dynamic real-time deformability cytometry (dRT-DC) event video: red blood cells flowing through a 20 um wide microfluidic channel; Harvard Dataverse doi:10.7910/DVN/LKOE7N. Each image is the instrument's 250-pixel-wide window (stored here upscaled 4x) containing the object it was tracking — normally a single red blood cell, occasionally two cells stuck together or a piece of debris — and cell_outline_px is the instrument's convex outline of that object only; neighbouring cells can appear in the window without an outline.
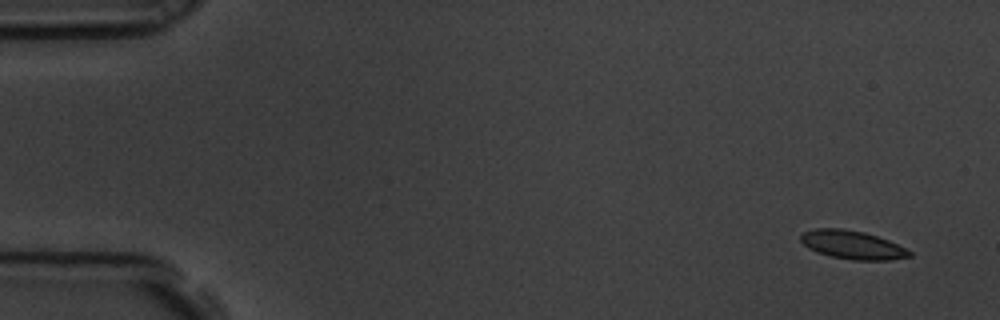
{"species": "common noctule bat (a hibernating species)", "species_latin": "Nyctalus noctula", "temperature_condition": "room temperature", "stored_images_in_passage": 15, "camera_frame_rate_fps": 3000, "um_per_image_px": 0.085, "animal": {"sex": "male", "body_mass_g": 19.5, "forearm_length_mm": 54.6}, "frame": {"image": 1, "passage_image": 1, "time_ms": 0.0, "image_size_px": [1000, 320], "cell_outline_px": [[912, 256], [892, 260], [852, 260], [832, 256], [816, 252], [808, 248], [800, 240], [800, 236], [804, 232], [816, 228], [844, 228], [864, 232], [888, 240], [912, 252]], "centroid_in_image_um": [72.44, 20.81], "position_along_channel_um": 12.6, "area_um2": 17.98}}
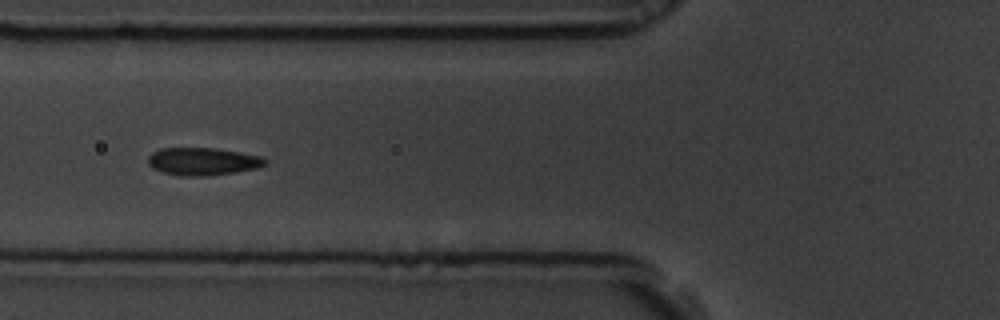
{"frame": {"image": 2, "passage_image": 6, "time_ms": 1.667, "image_size_px": [1000, 320], "cell_outline_px": [[268, 160], [264, 164], [256, 168], [236, 172], [204, 176], [180, 176], [164, 172], [152, 168], [148, 164], [148, 156], [152, 152], [160, 148], [216, 148], [240, 152], [260, 156]], "centroid_in_image_um": [17.2, 13.72], "position_along_channel_um": 108.6, "area_um2": 18.84}}
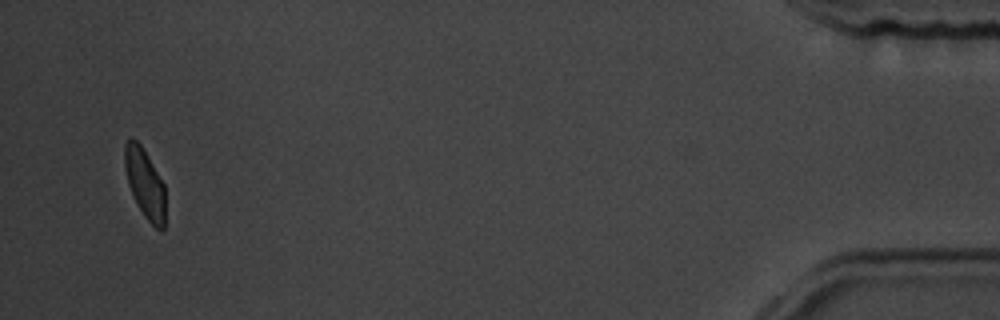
{"frame": {"image": 3, "passage_image": 15, "time_ms": 4.667, "image_size_px": [1000, 320], "cell_outline_px": [[164, 228], [160, 232], [144, 216], [136, 204], [128, 184], [124, 164], [124, 144], [132, 136], [140, 144], [164, 184]], "centroid_in_image_um": [12.29, 15.6], "position_along_channel_um": 422.9, "area_um2": 16.3}}